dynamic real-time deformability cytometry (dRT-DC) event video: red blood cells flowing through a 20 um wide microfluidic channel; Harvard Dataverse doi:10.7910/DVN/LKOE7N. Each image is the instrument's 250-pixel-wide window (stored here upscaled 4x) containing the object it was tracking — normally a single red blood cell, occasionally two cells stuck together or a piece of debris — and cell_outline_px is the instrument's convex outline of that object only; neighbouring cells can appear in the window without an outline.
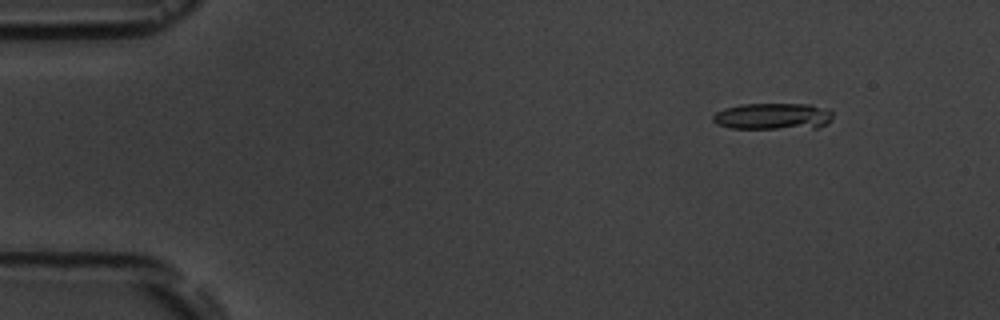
{"species": "common noctule bat (a hibernating species)", "species_latin": "Nyctalus noctula", "temperature_condition": "room temperature", "stored_images_in_passage": 6, "camera_frame_rate_fps": 3000, "um_per_image_px": 0.085, "animal": {"sex": "male", "body_mass_g": 19.5, "forearm_length_mm": 54.6}, "frame": {"image": 1, "passage_image": 2, "time_ms": 1.333, "image_size_px": [1000, 320], "cell_outline_px": [[832, 116], [828, 124], [816, 128], [732, 128], [716, 124], [712, 120], [712, 116], [716, 112], [724, 108], [740, 104], [808, 104], [832, 108]], "centroid_in_image_um": [65.74, 9.88], "position_along_channel_um": 19.3, "area_um2": 18.79}}